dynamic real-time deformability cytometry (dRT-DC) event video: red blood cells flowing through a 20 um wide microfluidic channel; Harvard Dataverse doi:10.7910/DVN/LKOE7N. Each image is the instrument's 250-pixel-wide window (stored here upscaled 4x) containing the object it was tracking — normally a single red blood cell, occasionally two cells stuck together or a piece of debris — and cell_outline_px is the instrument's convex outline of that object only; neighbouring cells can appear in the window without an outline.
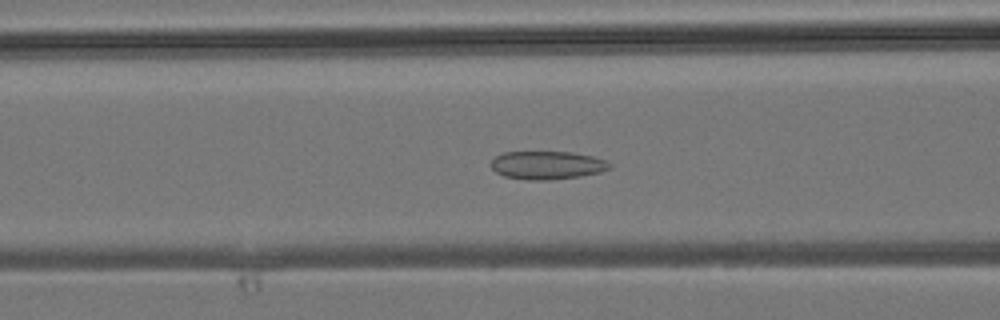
{"species": "common noctule bat (a hibernating species)", "species_latin": "Nyctalus noctula", "temperature_condition": "room temperature", "stored_images_in_passage": 42, "camera_frame_rate_fps": 3000, "um_per_image_px": 0.085, "animal": {"sex": "male", "body_mass_g": 19.2, "forearm_length_mm": 51.8}, "frame": {"image": 1, "passage_image": 17, "time_ms": 5.333, "image_size_px": [1000, 320], "cell_outline_px": [[612, 168], [600, 172], [580, 176], [548, 180], [528, 180], [504, 176], [496, 172], [492, 168], [492, 160], [496, 156], [504, 152], [572, 152], [592, 156], [604, 160], [612, 164]], "centroid_in_image_um": [46.52, 14.04], "position_along_channel_um": 120.1, "area_um2": 19.42}}
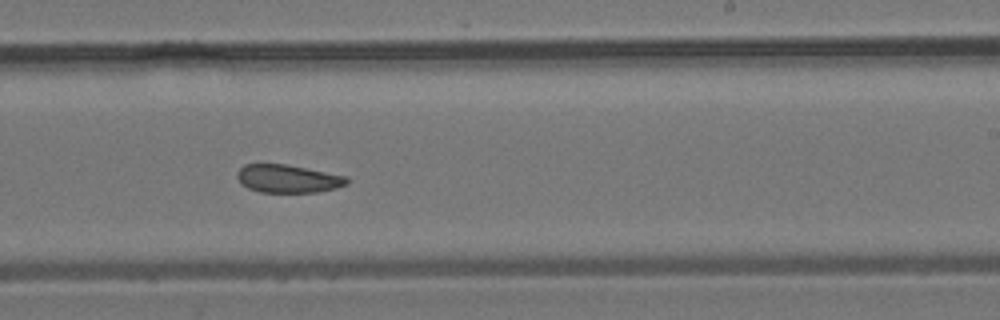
{"frame": {"image": 2, "passage_image": 26, "time_ms": 8.333, "image_size_px": [1000, 320], "cell_outline_px": [[348, 184], [336, 188], [316, 192], [260, 192], [248, 188], [240, 184], [236, 176], [236, 172], [244, 164], [284, 164], [348, 176]], "centroid_in_image_um": [24.45, 15.19], "position_along_channel_um": 264.6, "area_um2": 17.98}}
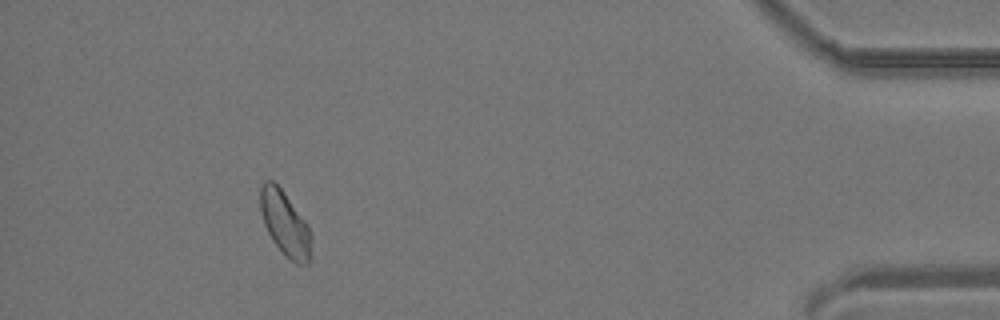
{"frame": {"image": 3, "passage_image": 39, "time_ms": 12.667, "image_size_px": [1000, 320], "cell_outline_px": [[312, 260], [308, 264], [296, 264], [272, 240], [264, 224], [260, 212], [260, 188], [264, 180], [272, 180], [284, 192], [308, 224], [312, 236]], "centroid_in_image_um": [24.26, 19.01], "position_along_channel_um": 410.9, "area_um2": 19.31}}